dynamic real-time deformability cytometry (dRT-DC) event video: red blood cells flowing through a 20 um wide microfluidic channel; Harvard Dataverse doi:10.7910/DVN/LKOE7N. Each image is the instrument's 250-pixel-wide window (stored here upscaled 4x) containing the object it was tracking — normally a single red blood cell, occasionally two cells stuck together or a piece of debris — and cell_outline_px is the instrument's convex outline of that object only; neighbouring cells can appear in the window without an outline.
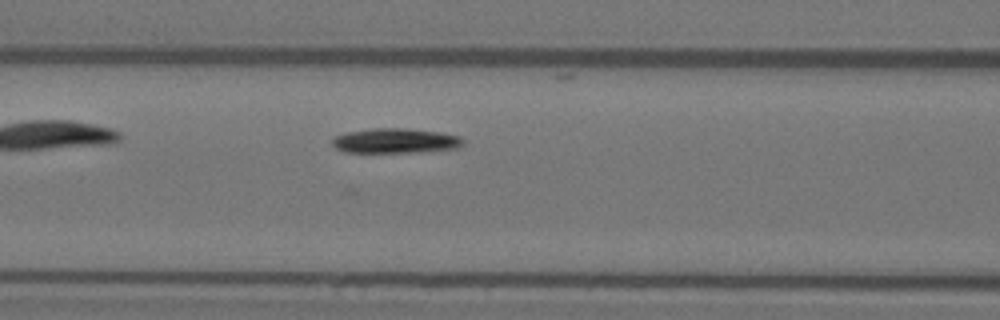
{"species": "Egyptian fruit bat (a non-hibernating species)", "species_latin": "Rousettus aegyptiacus", "temperature_condition": "warm", "stored_images_in_passage": 28, "camera_frame_rate_fps": 3000, "um_per_image_px": 0.085, "animal": {"sex": "female"}, "frame": {"image": 1, "passage_image": 8, "time_ms": 2.333, "image_size_px": [1000, 320], "cell_outline_px": [[464, 144], [460, 148], [416, 152], [344, 152], [336, 148], [332, 144], [332, 136], [348, 132], [376, 128], [404, 128], [440, 132], [460, 136], [464, 140]], "centroid_in_image_um": [33.62, 11.97], "position_along_channel_um": 133.0, "area_um2": 19.02}}
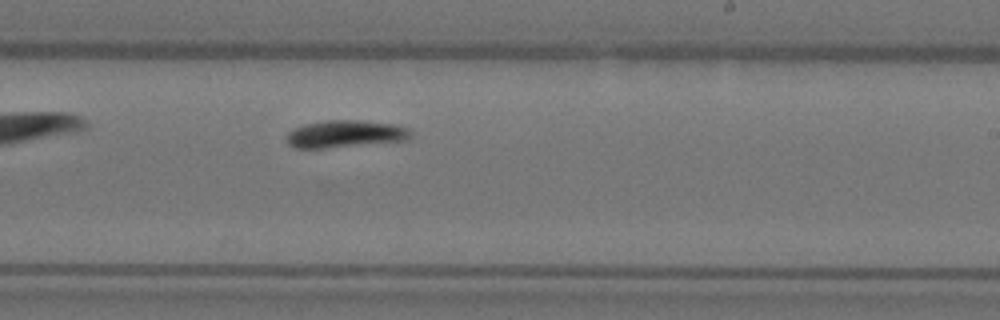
{"frame": {"image": 2, "passage_image": 18, "time_ms": 5.667, "image_size_px": [1000, 320], "cell_outline_px": [[412, 136], [408, 140], [324, 148], [296, 148], [288, 144], [284, 136], [292, 128], [304, 124], [328, 120], [356, 120], [396, 124], [408, 128], [412, 132]], "centroid_in_image_um": [29.32, 11.38], "position_along_channel_um": 259.7, "area_um2": 19.88}}
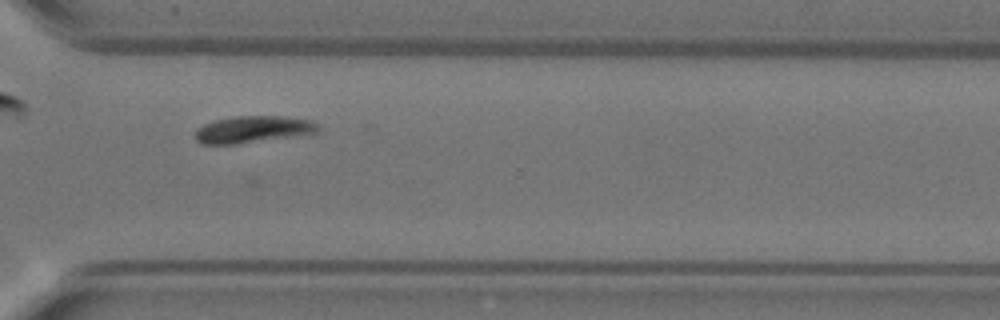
{"frame": {"image": 3, "passage_image": 25, "time_ms": 8.0, "image_size_px": [1000, 320], "cell_outline_px": [[320, 132], [236, 144], [200, 144], [196, 140], [196, 128], [204, 124], [216, 120], [236, 116], [280, 116], [312, 120], [320, 124]], "centroid_in_image_um": [21.53, 10.99], "position_along_channel_um": 349.1, "area_um2": 19.19}}